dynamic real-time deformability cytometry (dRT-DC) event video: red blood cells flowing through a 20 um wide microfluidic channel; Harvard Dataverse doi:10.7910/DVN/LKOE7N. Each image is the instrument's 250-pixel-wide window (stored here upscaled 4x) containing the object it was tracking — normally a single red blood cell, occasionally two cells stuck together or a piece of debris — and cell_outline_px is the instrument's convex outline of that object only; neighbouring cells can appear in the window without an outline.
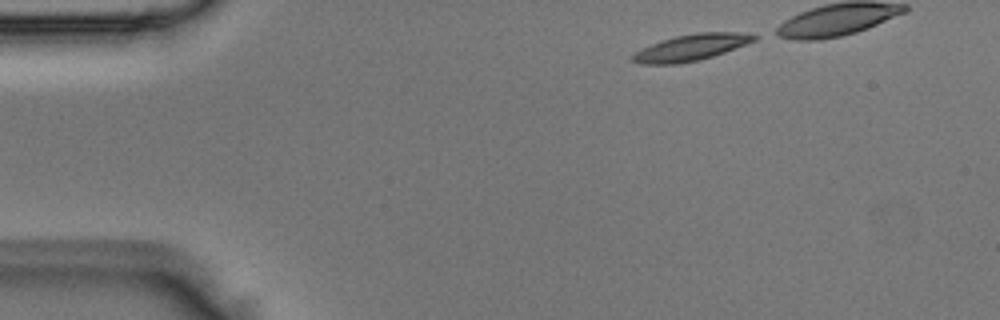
{"species": "Egyptian fruit bat (a non-hibernating species)", "species_latin": "Rousettus aegyptiacus", "temperature_condition": "room temperature", "stored_images_in_passage": 34, "camera_frame_rate_fps": 3000, "um_per_image_px": 0.085, "animal": {"sex": "male"}, "frame": {"image": 1, "passage_image": 1, "time_ms": 0.0, "image_size_px": [1000, 320], "cell_outline_px": [[760, 36], [756, 40], [724, 52], [700, 60], [676, 64], [644, 64], [628, 60], [628, 56], [652, 44], [676, 36], [700, 32], [736, 32]], "centroid_in_image_um": [58.72, 4.05], "position_along_channel_um": 26.3, "area_um2": 18.44}}
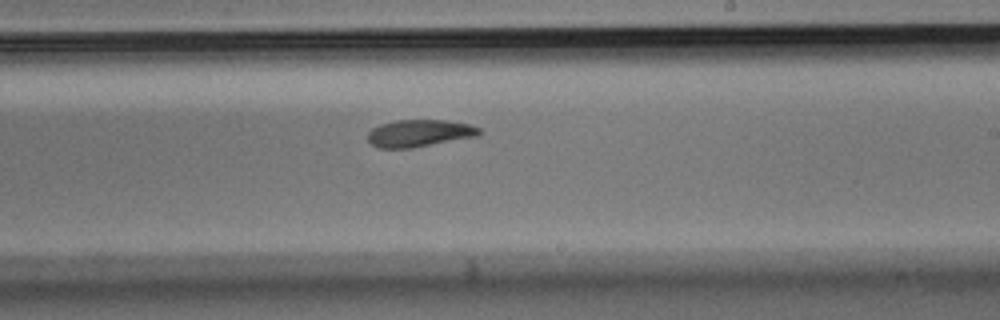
{"frame": {"image": 2, "passage_image": 23, "time_ms": 7.333, "image_size_px": [1000, 320], "cell_outline_px": [[480, 136], [412, 148], [376, 148], [368, 140], [368, 132], [372, 128], [380, 124], [396, 120], [444, 120], [468, 124], [480, 128]], "centroid_in_image_um": [35.64, 11.33], "position_along_channel_um": 253.4, "area_um2": 17.74}}
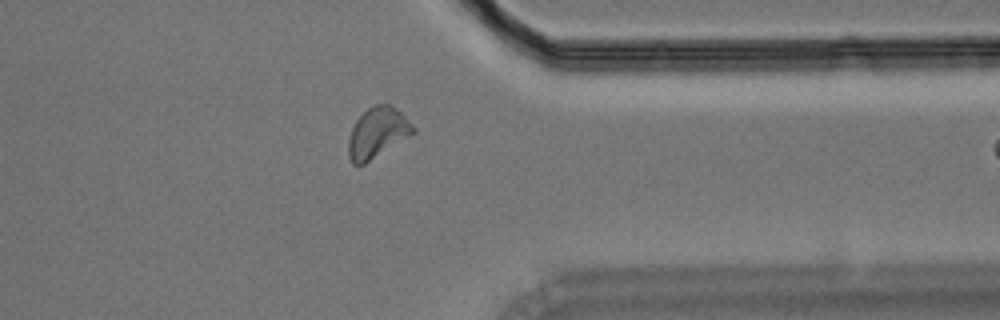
{"frame": {"image": 3, "passage_image": 33, "time_ms": 10.667, "image_size_px": [1000, 320], "cell_outline_px": [[416, 132], [364, 164], [352, 164], [348, 156], [348, 140], [352, 128], [356, 120], [372, 104], [392, 104], [416, 128]], "centroid_in_image_um": [32.08, 11.27], "position_along_channel_um": 379.3, "area_um2": 18.9}}